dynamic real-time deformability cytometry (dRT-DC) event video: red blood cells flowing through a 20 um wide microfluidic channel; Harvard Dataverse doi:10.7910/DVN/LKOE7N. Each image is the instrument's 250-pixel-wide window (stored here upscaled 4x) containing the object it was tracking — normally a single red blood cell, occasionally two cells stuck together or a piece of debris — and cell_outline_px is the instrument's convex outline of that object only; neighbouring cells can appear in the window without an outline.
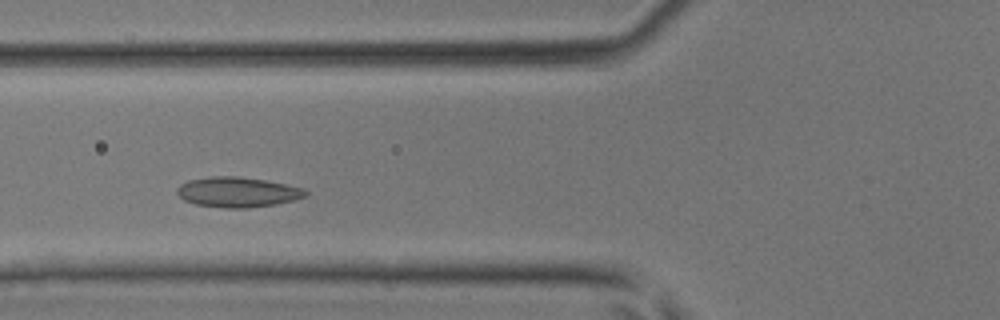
{"species": "common noctule bat (a hibernating species)", "species_latin": "Nyctalus noctula", "temperature_condition": "room temperature", "stored_images_in_passage": 36, "camera_frame_rate_fps": 3000, "um_per_image_px": 0.085, "animal": {"sex": "male", "body_mass_g": 17.9, "forearm_length_mm": 54.2}, "frame": {"image": 1, "passage_image": 9, "time_ms": 2.667, "image_size_px": [1000, 320], "cell_outline_px": [[308, 196], [276, 204], [248, 208], [224, 208], [196, 204], [184, 200], [176, 192], [176, 188], [180, 184], [188, 180], [212, 176], [236, 176], [264, 180], [304, 188], [308, 192]], "centroid_in_image_um": [20.18, 16.33], "position_along_channel_um": 105.6, "area_um2": 22.54}}
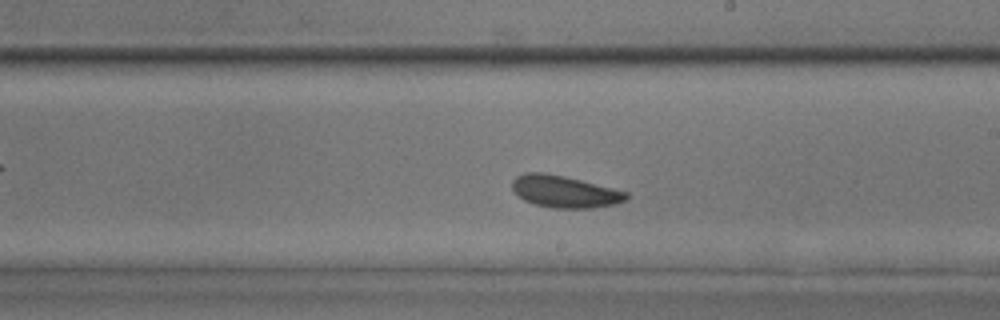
{"frame": {"image": 2, "passage_image": 18, "time_ms": 5.667, "image_size_px": [1000, 320], "cell_outline_px": [[628, 200], [616, 204], [592, 208], [552, 208], [536, 204], [524, 200], [516, 196], [512, 188], [512, 180], [516, 176], [524, 172], [544, 172], [564, 176], [628, 192]], "centroid_in_image_um": [47.96, 16.28], "position_along_channel_um": 241.0, "area_um2": 21.39}}
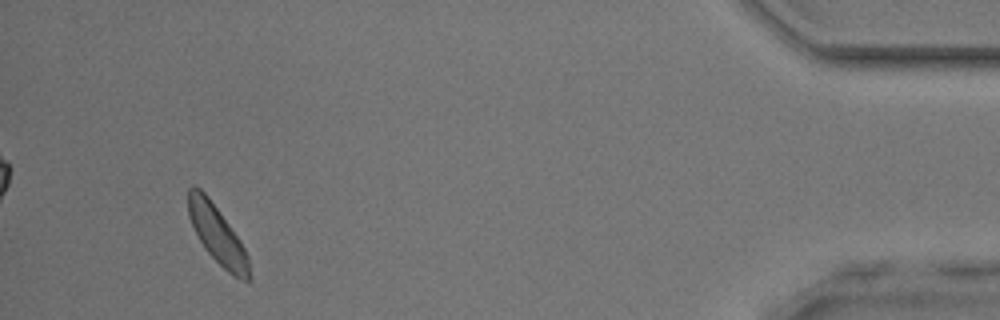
{"frame": {"image": 3, "passage_image": 34, "time_ms": 11.0, "image_size_px": [1000, 320], "cell_outline_px": [[252, 280], [248, 284], [232, 276], [204, 248], [188, 216], [188, 188], [192, 184], [200, 188], [208, 196], [240, 240], [248, 256], [252, 276]], "centroid_in_image_um": [18.51, 20.0], "position_along_channel_um": 416.7, "area_um2": 20.69}}